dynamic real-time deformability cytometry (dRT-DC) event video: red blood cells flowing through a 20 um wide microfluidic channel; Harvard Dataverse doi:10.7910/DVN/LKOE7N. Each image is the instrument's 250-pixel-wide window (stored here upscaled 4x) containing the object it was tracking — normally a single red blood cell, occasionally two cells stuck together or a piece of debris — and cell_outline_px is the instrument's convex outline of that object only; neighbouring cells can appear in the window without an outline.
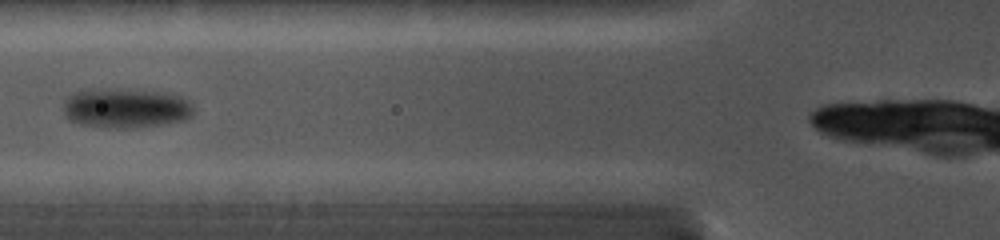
{"species": "common noctule bat (a hibernating species)", "species_latin": "Nyctalus noctula", "temperature_condition": "cold", "stored_images_in_passage": 7, "camera_frame_rate_fps": 5000, "um_per_image_px": 0.085, "animal": {"sex": "female", "body_mass_g": 19.0, "forearm_length_mm": 56.7}, "frame": {"image": 1, "passage_image": 2, "time_ms": 1.2, "image_size_px": [1000, 240], "cell_outline_px": [[192, 116], [184, 120], [160, 124], [124, 128], [108, 128], [80, 124], [68, 120], [64, 116], [64, 100], [72, 92], [84, 88], [120, 88], [160, 92], [180, 96], [188, 100], [192, 104]], "centroid_in_image_um": [10.6, 9.16], "position_along_channel_um": 115.2, "area_um2": 30.58}}
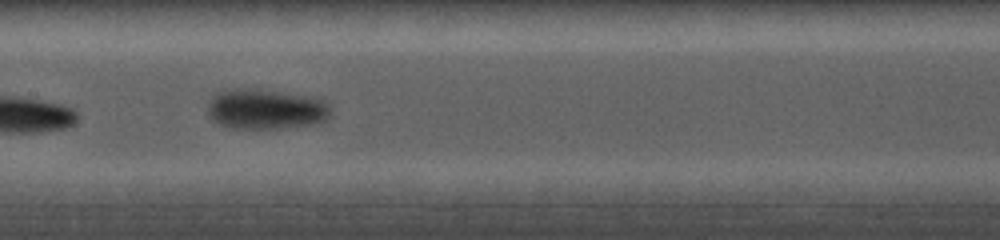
{"frame": {"image": 2, "passage_image": 4, "time_ms": 3.0, "image_size_px": [1000, 240], "cell_outline_px": [[328, 116], [324, 120], [312, 124], [280, 128], [232, 128], [220, 124], [212, 120], [208, 112], [208, 104], [212, 96], [216, 92], [224, 88], [260, 88], [304, 96], [324, 100], [328, 104]], "centroid_in_image_um": [22.5, 9.25], "position_along_channel_um": 184.9, "area_um2": 28.78}}
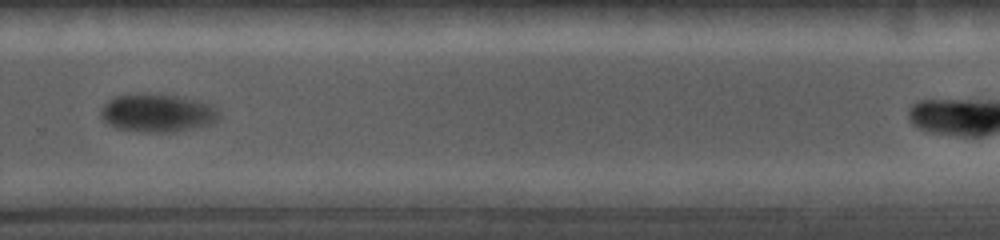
{"frame": {"image": 3, "passage_image": 7, "time_ms": 6.4, "image_size_px": [1000, 240], "cell_outline_px": [[220, 116], [212, 124], [192, 128], [168, 132], [136, 132], [116, 128], [108, 124], [100, 116], [100, 108], [108, 100], [116, 96], [144, 92], [156, 92], [200, 100], [212, 104], [220, 112]], "centroid_in_image_um": [13.37, 9.57], "position_along_channel_um": 316.4, "area_um2": 26.93}}